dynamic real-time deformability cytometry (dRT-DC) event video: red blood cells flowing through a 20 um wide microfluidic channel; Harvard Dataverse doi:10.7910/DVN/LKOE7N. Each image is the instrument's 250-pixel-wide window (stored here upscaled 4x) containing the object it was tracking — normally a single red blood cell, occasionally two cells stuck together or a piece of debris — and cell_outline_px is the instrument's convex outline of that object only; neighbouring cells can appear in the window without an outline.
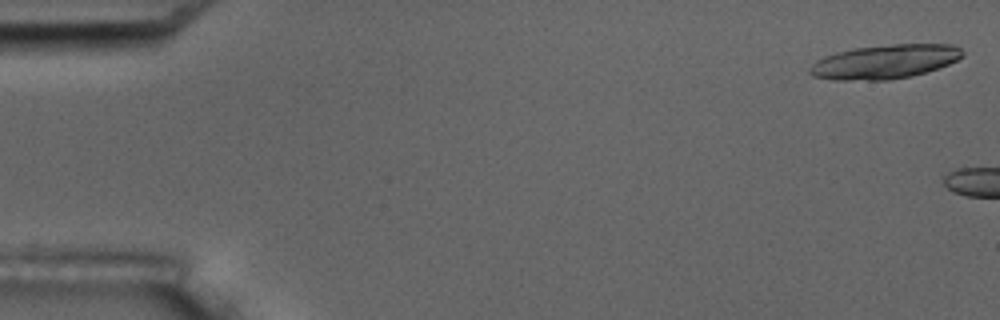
{"species": "common noctule bat (a hibernating species)", "species_latin": "Nyctalus noctula", "temperature_condition": "room temperature", "stored_images_in_passage": 2, "camera_frame_rate_fps": 3000, "um_per_image_px": 0.085, "animal": {"sex": "male", "body_mass_g": 17.5, "forearm_length_mm": 52.3}, "frame": {"image": 1, "passage_image": 1, "time_ms": 0.0, "image_size_px": [1000, 320], "cell_outline_px": [[964, 56], [940, 68], [912, 76], [888, 80], [832, 80], [812, 76], [808, 72], [808, 68], [816, 60], [824, 56], [836, 52], [856, 48], [892, 44], [952, 44], [960, 48], [964, 52]], "centroid_in_image_um": [75.2, 5.25], "position_along_channel_um": 9.8, "area_um2": 30.52}}